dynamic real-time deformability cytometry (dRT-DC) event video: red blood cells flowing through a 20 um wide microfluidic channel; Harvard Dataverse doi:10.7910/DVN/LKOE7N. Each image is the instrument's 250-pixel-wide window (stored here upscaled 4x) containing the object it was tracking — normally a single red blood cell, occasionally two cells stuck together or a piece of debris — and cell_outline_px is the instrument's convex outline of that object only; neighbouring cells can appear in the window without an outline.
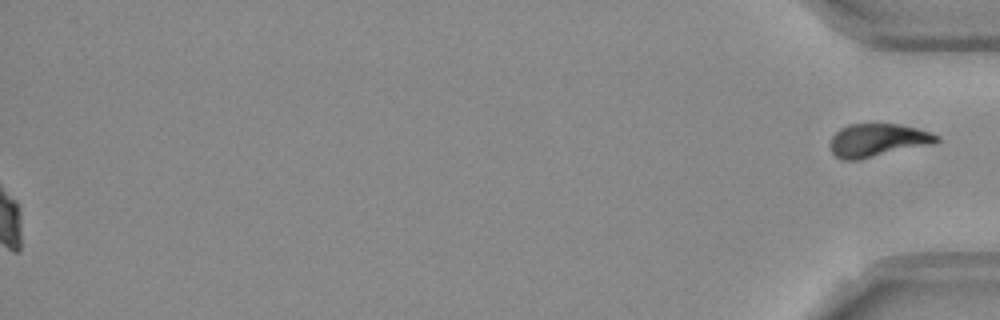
{"species": "Egyptian fruit bat (a non-hibernating species)", "species_latin": "Rousettus aegyptiacus", "temperature_condition": "room temperature", "stored_images_in_passage": 47, "segment_of_instrument_passage": [2, 2], "camera_frame_rate_fps": 3000, "um_per_image_px": 0.085, "frame": {"image": 1, "passage_image": 47, "time_ms": 15.333, "image_size_px": [1000, 320], "cell_outline_px": [[940, 140], [932, 144], [860, 160], [840, 160], [832, 152], [828, 144], [832, 136], [840, 128], [848, 124], [900, 124], [916, 128], [940, 136]], "centroid_in_image_um": [74.56, 11.93], "position_along_channel_um": 360.6, "area_um2": 20.69}}